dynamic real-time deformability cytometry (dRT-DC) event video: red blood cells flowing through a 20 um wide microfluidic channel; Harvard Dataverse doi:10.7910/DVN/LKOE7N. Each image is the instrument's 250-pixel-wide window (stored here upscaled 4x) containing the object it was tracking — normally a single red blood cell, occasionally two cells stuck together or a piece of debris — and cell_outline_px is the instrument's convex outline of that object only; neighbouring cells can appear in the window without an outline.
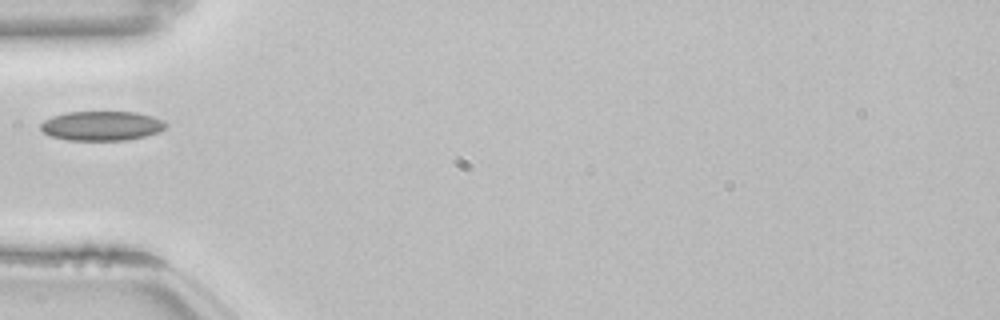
{"species": "common noctule bat (a hibernating species)", "species_latin": "Nyctalus noctula", "temperature_condition": "room temperature", "stored_images_in_passage": 21, "camera_frame_rate_fps": 3000, "um_per_image_px": 0.085, "animal": {"sex": "female", "body_mass_g": 22.7, "forearm_length_mm": 54.2}, "frame": {"image": 1, "passage_image": 1, "time_ms": 0.0, "image_size_px": [1000, 320], "cell_outline_px": [[168, 124], [160, 132], [128, 140], [68, 140], [52, 136], [44, 132], [40, 128], [40, 124], [44, 120], [52, 116], [68, 112], [136, 112], [152, 116], [164, 120]], "centroid_in_image_um": [8.67, 10.69], "position_along_channel_um": 76.3, "area_um2": 21.5}}